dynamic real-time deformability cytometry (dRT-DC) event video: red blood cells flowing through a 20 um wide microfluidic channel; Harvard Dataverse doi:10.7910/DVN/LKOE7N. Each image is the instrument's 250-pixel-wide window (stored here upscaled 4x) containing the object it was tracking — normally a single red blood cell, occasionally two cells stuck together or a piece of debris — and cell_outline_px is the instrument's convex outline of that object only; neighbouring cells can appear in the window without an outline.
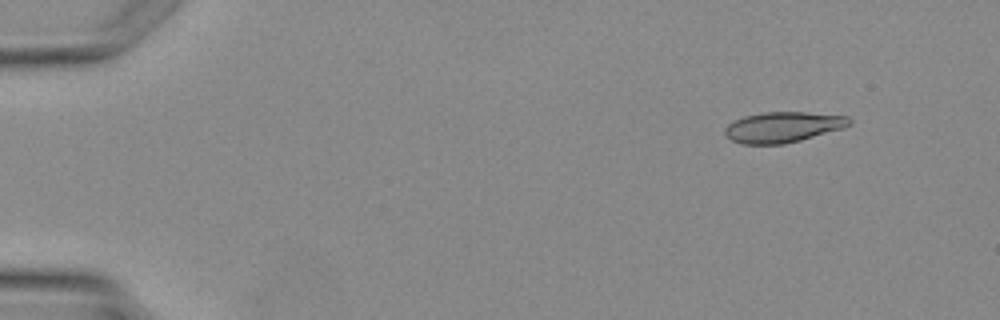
{"species": "Egyptian fruit bat (a non-hibernating species)", "species_latin": "Rousettus aegyptiacus", "temperature_condition": "warm", "stored_images_in_passage": 3, "camera_frame_rate_fps": 3000, "um_per_image_px": 0.085, "animal": {"sex": "female"}, "frame": {"image": 1, "passage_image": 1, "time_ms": 0.0, "image_size_px": [1000, 320], "cell_outline_px": [[852, 124], [844, 128], [800, 140], [784, 144], [744, 144], [732, 140], [724, 132], [724, 128], [728, 124], [744, 116], [764, 112], [804, 112], [848, 116], [852, 120]], "centroid_in_image_um": [66.58, 10.8], "position_along_channel_um": 18.4, "area_um2": 22.08}}